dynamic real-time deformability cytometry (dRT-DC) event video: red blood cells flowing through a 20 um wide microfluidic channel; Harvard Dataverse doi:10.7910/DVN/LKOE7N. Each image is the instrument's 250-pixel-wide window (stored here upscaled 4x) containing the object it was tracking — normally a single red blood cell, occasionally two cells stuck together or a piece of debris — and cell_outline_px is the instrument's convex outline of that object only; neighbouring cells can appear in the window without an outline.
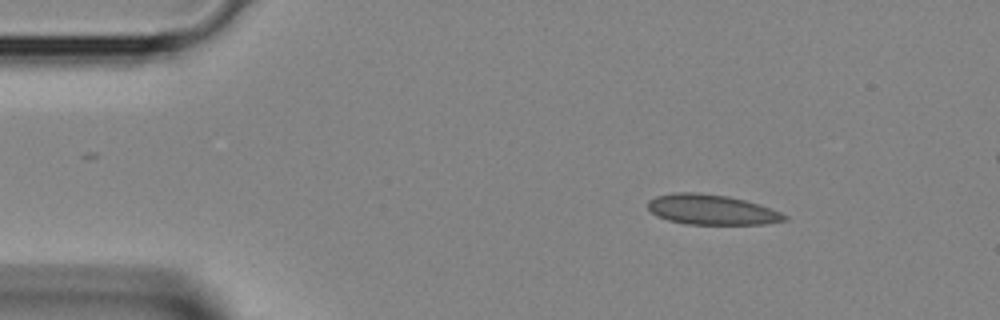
{"species": "Egyptian fruit bat (a non-hibernating species)", "species_latin": "Rousettus aegyptiacus", "temperature_condition": "room temperature", "stored_images_in_passage": 36, "segment_of_instrument_passage": [1, 2], "camera_frame_rate_fps": 3000, "um_per_image_px": 0.085, "animal": {"sex": "female"}, "frame": {"image": 1, "passage_image": 1, "time_ms": 0.0, "image_size_px": [1000, 320], "cell_outline_px": [[788, 220], [764, 224], [684, 224], [668, 220], [656, 216], [648, 208], [648, 200], [656, 196], [672, 192], [696, 192], [728, 196], [760, 204], [780, 212], [788, 216]], "centroid_in_image_um": [60.47, 17.82], "position_along_channel_um": 24.5, "area_um2": 24.1}}
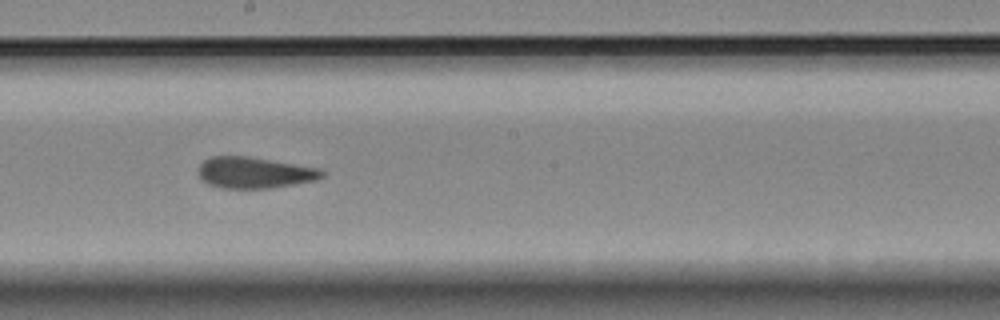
{"frame": {"image": 2, "passage_image": 17, "time_ms": 5.333, "image_size_px": [1000, 320], "cell_outline_px": [[324, 176], [316, 180], [268, 188], [224, 188], [208, 184], [200, 180], [196, 172], [200, 164], [204, 160], [212, 156], [248, 156], [320, 168], [324, 172]], "centroid_in_image_um": [21.58, 14.67], "position_along_channel_um": 226.6, "area_um2": 22.54}}
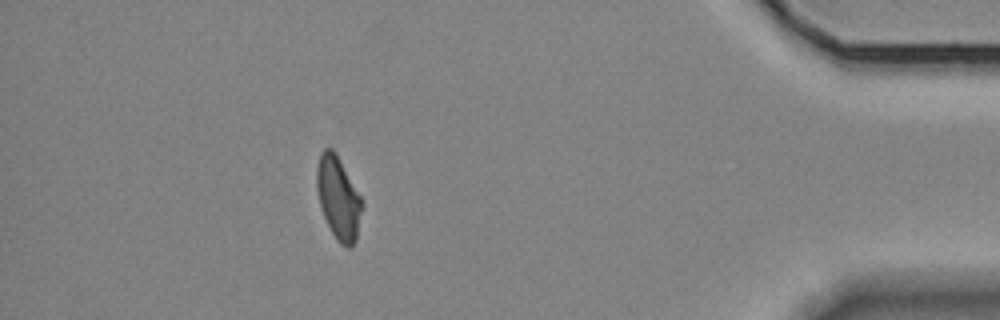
{"frame": {"image": 3, "passage_image": 31, "time_ms": 10.0, "image_size_px": [1000, 320], "cell_outline_px": [[364, 204], [356, 240], [352, 248], [348, 248], [340, 244], [336, 240], [324, 216], [320, 204], [316, 188], [316, 168], [320, 152], [324, 148], [332, 148], [336, 152], [360, 196]], "centroid_in_image_um": [28.76, 16.83], "position_along_channel_um": 406.4, "area_um2": 21.96}}